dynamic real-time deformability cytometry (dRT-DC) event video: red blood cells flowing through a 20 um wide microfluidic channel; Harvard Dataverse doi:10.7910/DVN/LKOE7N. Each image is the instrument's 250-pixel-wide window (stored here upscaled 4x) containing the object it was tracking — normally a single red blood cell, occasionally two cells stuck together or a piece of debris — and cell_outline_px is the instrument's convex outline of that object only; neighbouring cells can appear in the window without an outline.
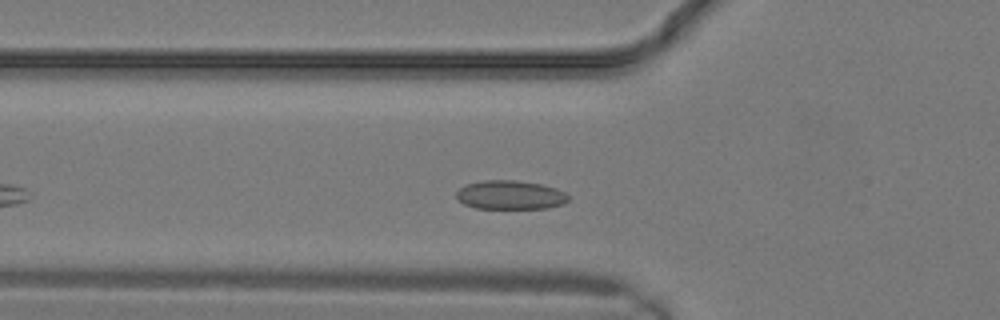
{"species": "common noctule bat (a hibernating species)", "species_latin": "Nyctalus noctula", "temperature_condition": "warm", "stored_images_in_passage": 11, "camera_frame_rate_fps": 3000, "um_per_image_px": 0.085, "animal": {"sex": "male", "body_mass_g": 19.2, "forearm_length_mm": 51.8}, "frame": {"image": 1, "passage_image": 4, "time_ms": 1.0, "image_size_px": [1000, 320], "cell_outline_px": [[568, 200], [564, 204], [548, 208], [476, 208], [464, 204], [456, 196], [456, 192], [464, 184], [480, 180], [516, 180], [540, 184], [556, 188], [564, 192], [568, 196]], "centroid_in_image_um": [43.36, 16.56], "position_along_channel_um": 82.4, "area_um2": 18.9}}
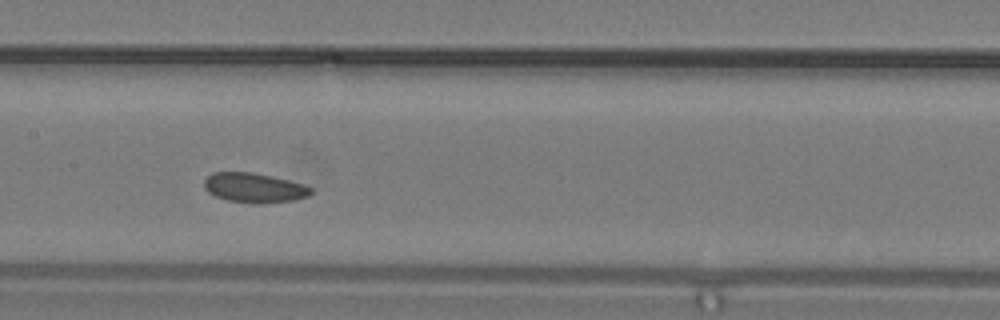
{"frame": {"image": 2, "passage_image": 8, "time_ms": 2.333, "image_size_px": [1000, 320], "cell_outline_px": [[312, 192], [308, 196], [292, 200], [260, 204], [256, 204], [228, 200], [216, 196], [208, 192], [204, 188], [204, 180], [212, 172], [252, 172], [272, 176], [304, 184], [312, 188]], "centroid_in_image_um": [21.6, 15.96], "position_along_channel_um": 185.8, "area_um2": 18.44}}
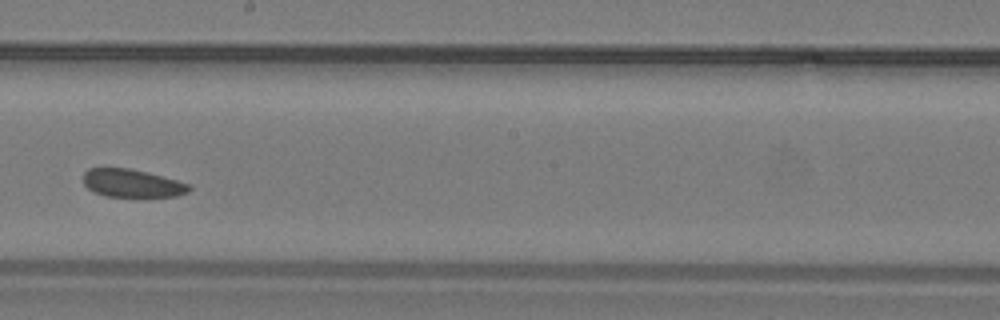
{"frame": {"image": 3, "passage_image": 10, "time_ms": 3.0, "image_size_px": [1000, 320], "cell_outline_px": [[192, 188], [188, 192], [176, 196], [104, 196], [88, 188], [84, 184], [84, 172], [88, 168], [128, 168], [192, 184]], "centroid_in_image_um": [11.23, 15.57], "position_along_channel_um": 237.0, "area_um2": 16.99}}